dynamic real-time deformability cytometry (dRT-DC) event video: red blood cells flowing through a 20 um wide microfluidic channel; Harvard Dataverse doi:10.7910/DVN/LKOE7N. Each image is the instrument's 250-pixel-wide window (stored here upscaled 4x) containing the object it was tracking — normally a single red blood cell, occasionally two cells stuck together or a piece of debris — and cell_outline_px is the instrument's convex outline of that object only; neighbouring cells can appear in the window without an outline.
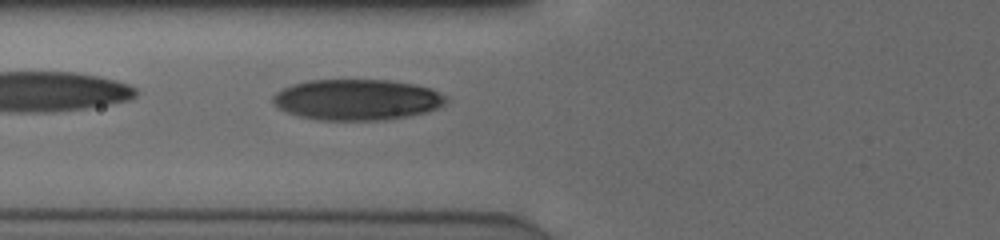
{"species": "human", "species_latin": "Homo sapiens", "temperature_condition": "cold", "stored_images_in_passage": 7, "camera_frame_rate_fps": 3000, "um_per_image_px": 0.085, "donor": {"sex": "male"}, "frame": {"image": 1, "passage_image": 7, "time_ms": 2.0, "image_size_px": [1000, 240], "cell_outline_px": [[448, 100], [444, 104], [428, 112], [408, 116], [384, 120], [320, 120], [300, 116], [288, 112], [280, 108], [272, 100], [272, 96], [276, 92], [292, 84], [308, 80], [388, 80], [412, 84], [432, 88], [444, 96]], "centroid_in_image_um": [30.35, 8.47], "position_along_channel_um": 95.4, "area_um2": 41.1}}